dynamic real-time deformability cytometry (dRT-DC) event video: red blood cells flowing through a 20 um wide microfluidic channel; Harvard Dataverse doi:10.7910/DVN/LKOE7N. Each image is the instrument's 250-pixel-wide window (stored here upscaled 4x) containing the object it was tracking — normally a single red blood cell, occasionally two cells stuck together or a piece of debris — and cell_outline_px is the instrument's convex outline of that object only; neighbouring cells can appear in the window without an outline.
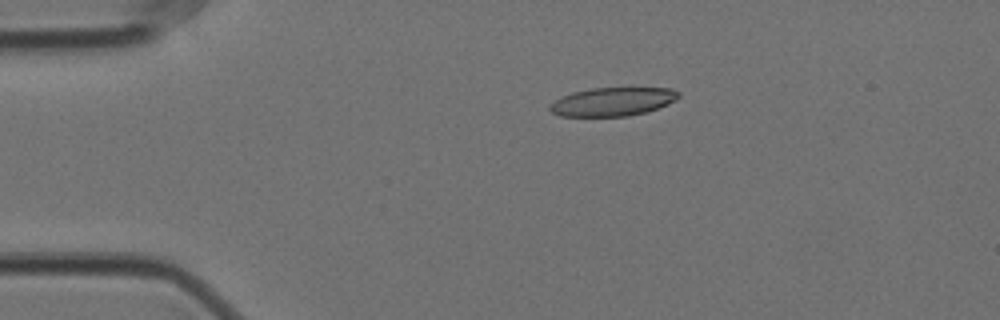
{"species": "Egyptian fruit bat (a non-hibernating species)", "species_latin": "Rousettus aegyptiacus", "temperature_condition": "cold", "stored_images_in_passage": 8, "camera_frame_rate_fps": 3000, "um_per_image_px": 0.085, "animal": {"sex": "female"}, "frame": {"image": 1, "passage_image": 1, "time_ms": 0.0, "image_size_px": [1000, 320], "cell_outline_px": [[680, 96], [668, 104], [644, 112], [628, 116], [560, 116], [552, 112], [548, 108], [548, 104], [560, 96], [572, 92], [592, 88], [672, 88], [680, 92]], "centroid_in_image_um": [52.03, 8.63], "position_along_channel_um": 33.0, "area_um2": 21.44}}
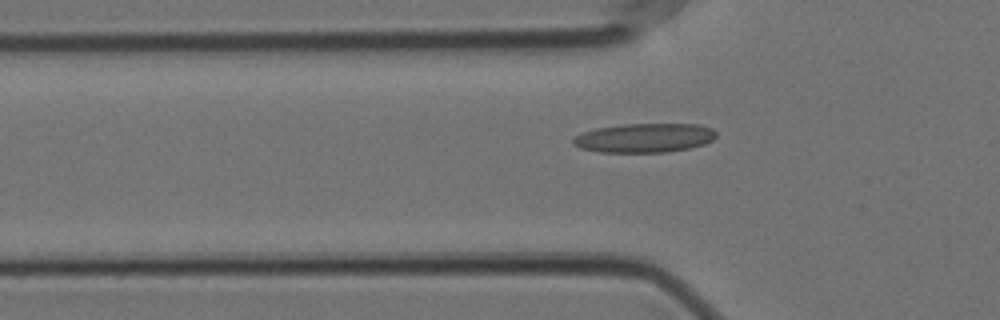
{"frame": {"image": 2, "passage_image": 8, "time_ms": 2.333, "image_size_px": [1000, 320], "cell_outline_px": [[716, 136], [712, 140], [704, 144], [688, 148], [668, 152], [600, 152], [580, 148], [572, 144], [572, 140], [580, 132], [596, 128], [620, 124], [700, 124], [712, 128], [716, 132]], "centroid_in_image_um": [54.76, 11.71], "position_along_channel_um": 71.0, "area_um2": 24.45}}